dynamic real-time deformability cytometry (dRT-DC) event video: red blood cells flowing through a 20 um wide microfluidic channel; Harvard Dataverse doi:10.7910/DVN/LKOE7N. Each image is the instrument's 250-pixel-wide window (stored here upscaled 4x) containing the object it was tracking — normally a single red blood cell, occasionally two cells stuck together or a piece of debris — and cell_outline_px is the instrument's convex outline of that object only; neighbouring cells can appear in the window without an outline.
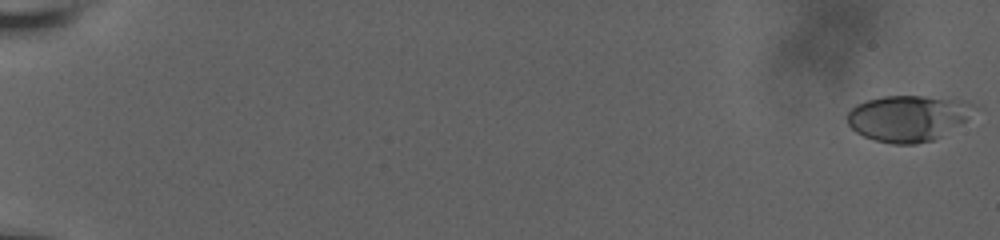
{"species": "human", "species_latin": "Homo sapiens", "temperature_condition": "room temperature", "stored_images_in_passage": 28, "camera_frame_rate_fps": 3000, "um_per_image_px": 0.085, "donor": {"sex": "male"}, "frame": {"image": 1, "passage_image": 1, "time_ms": 0.0, "image_size_px": [1000, 240], "cell_outline_px": [[972, 104], [964, 120], [940, 136], [932, 140], [916, 144], [892, 144], [876, 140], [864, 136], [856, 132], [848, 124], [848, 112], [856, 104], [868, 100], [884, 96], [924, 96], [964, 100]], "centroid_in_image_um": [77.09, 10.04], "position_along_channel_um": 7.9, "area_um2": 33.18}}
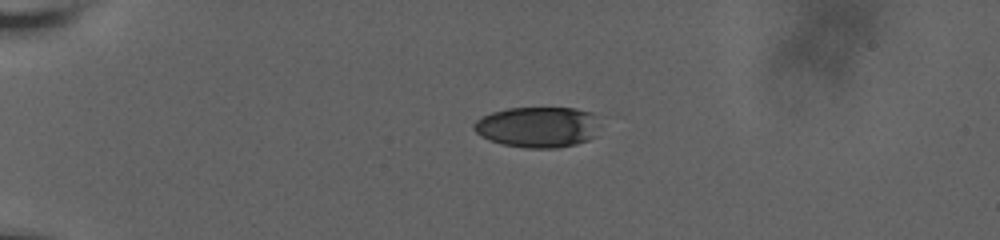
{"frame": {"image": 2, "passage_image": 19, "time_ms": 5.333, "image_size_px": [1000, 240], "cell_outline_px": [[592, 136], [588, 140], [576, 144], [560, 148], [524, 148], [500, 144], [488, 140], [480, 136], [472, 128], [472, 124], [476, 120], [492, 112], [508, 108], [576, 108], [592, 112]], "centroid_in_image_um": [45.57, 10.81], "position_along_channel_um": 39.4, "area_um2": 29.48}}